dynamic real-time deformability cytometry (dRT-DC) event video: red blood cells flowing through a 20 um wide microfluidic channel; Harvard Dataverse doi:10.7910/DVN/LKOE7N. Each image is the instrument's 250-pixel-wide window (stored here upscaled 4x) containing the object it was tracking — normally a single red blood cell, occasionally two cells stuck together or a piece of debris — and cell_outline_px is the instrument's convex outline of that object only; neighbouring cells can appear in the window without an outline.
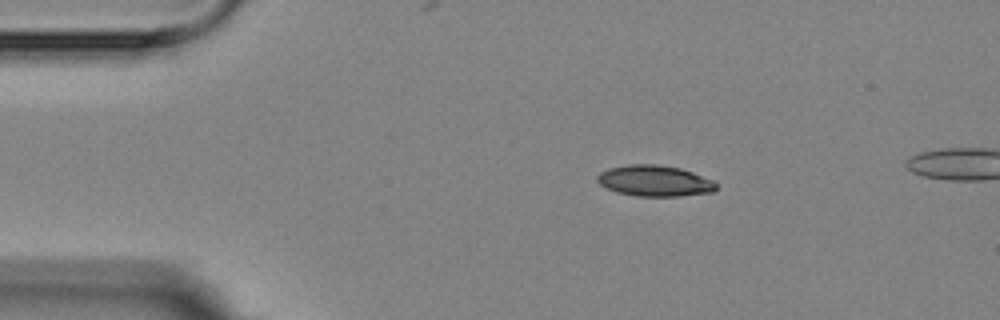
{"species": "Egyptian fruit bat (a non-hibernating species)", "species_latin": "Rousettus aegyptiacus", "temperature_condition": "room temperature", "stored_images_in_passage": 4, "camera_frame_rate_fps": 3000, "um_per_image_px": 0.085, "animal": {"sex": "female"}, "frame": {"image": 1, "passage_image": 1, "time_ms": 0.0, "image_size_px": [1000, 320], "cell_outline_px": [[716, 188], [712, 192], [680, 196], [636, 196], [616, 192], [600, 184], [596, 180], [596, 176], [600, 172], [608, 168], [628, 164], [656, 164], [680, 168], [716, 180]], "centroid_in_image_um": [55.64, 15.36], "position_along_channel_um": 29.4, "area_um2": 21.62}}
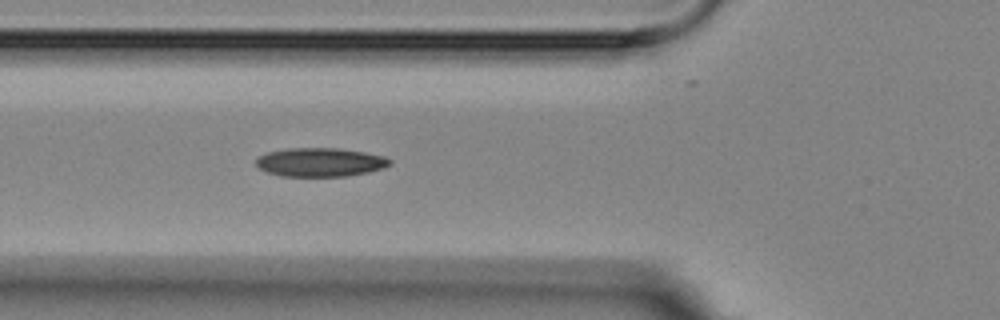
{"frame": {"image": 2, "passage_image": 4, "time_ms": 3.333, "image_size_px": [1000, 320], "cell_outline_px": [[392, 164], [384, 168], [368, 172], [348, 176], [280, 176], [268, 172], [260, 168], [256, 164], [256, 160], [260, 156], [268, 152], [288, 148], [340, 148], [364, 152], [384, 156], [392, 160]], "centroid_in_image_um": [27.26, 13.79], "position_along_channel_um": 98.5, "area_um2": 22.43}}